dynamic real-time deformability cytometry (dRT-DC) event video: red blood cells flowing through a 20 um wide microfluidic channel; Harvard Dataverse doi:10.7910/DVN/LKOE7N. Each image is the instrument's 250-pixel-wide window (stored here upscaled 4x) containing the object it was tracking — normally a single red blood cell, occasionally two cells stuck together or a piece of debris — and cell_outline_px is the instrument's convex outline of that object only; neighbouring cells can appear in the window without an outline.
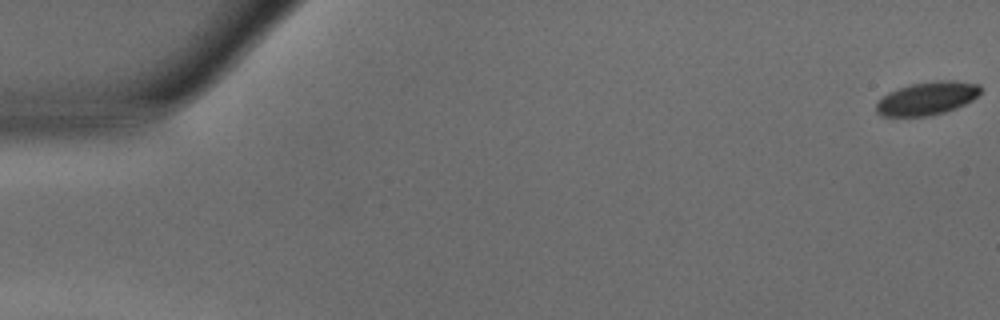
{"species": "common noctule bat (a hibernating species)", "species_latin": "Nyctalus noctula", "temperature_condition": "warm", "stored_images_in_passage": 49, "camera_frame_rate_fps": 3000, "um_per_image_px": 0.085, "animal": {"sex": "male", "body_mass_g": 15.6}, "frame": {"image": 1, "passage_image": 1, "time_ms": 0.0, "image_size_px": [1000, 320], "cell_outline_px": [[980, 92], [972, 100], [956, 108], [944, 112], [928, 116], [880, 116], [876, 112], [876, 100], [888, 92], [912, 84], [936, 80], [956, 80], [980, 84]], "centroid_in_image_um": [78.78, 8.36], "position_along_channel_um": 6.2, "area_um2": 20.23}}
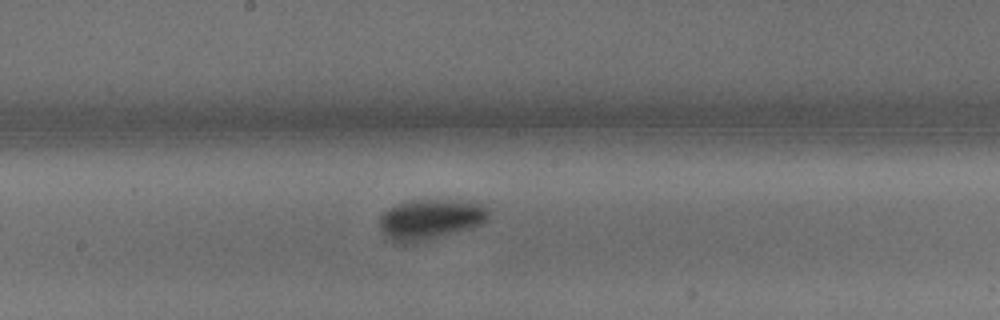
{"frame": {"image": 2, "passage_image": 27, "time_ms": 8.667, "image_size_px": [1000, 320], "cell_outline_px": [[488, 220], [480, 224], [468, 228], [412, 244], [392, 244], [380, 228], [380, 216], [388, 208], [396, 204], [412, 200], [476, 200], [488, 208]], "centroid_in_image_um": [36.56, 18.64], "position_along_channel_um": 211.6, "area_um2": 25.95}}
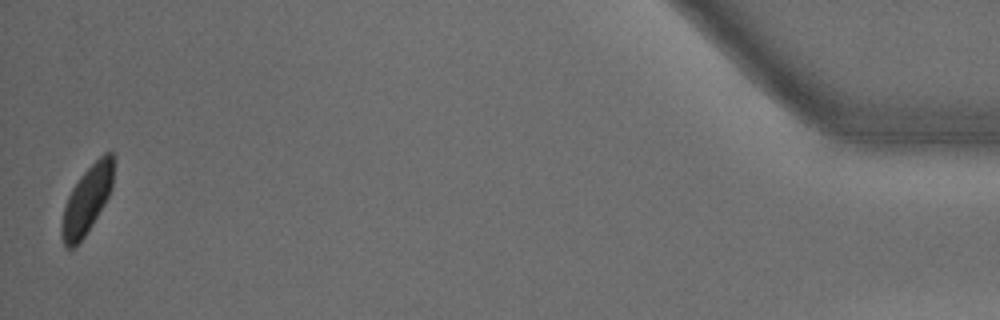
{"frame": {"image": 3, "passage_image": 49, "time_ms": 16.0, "image_size_px": [1000, 320], "cell_outline_px": [[116, 160], [112, 188], [104, 204], [92, 224], [84, 236], [72, 248], [68, 248], [64, 244], [60, 232], [60, 228], [64, 208], [68, 196], [72, 188], [80, 176], [104, 152], [112, 152], [116, 156]], "centroid_in_image_um": [7.43, 16.92], "position_along_channel_um": 427.8, "area_um2": 20.46}, "authors_computed_cell_mechanics": {"area_um2": 22.4264, "velocity_mm_per_s": 4.1622, "shape_relaxation_time_tau1_ms": 2.669, "shape_relaxation_time_tau2_ms": null, "deformation_change_tau1": 0.1057, "deformation_change_tau2": null}}